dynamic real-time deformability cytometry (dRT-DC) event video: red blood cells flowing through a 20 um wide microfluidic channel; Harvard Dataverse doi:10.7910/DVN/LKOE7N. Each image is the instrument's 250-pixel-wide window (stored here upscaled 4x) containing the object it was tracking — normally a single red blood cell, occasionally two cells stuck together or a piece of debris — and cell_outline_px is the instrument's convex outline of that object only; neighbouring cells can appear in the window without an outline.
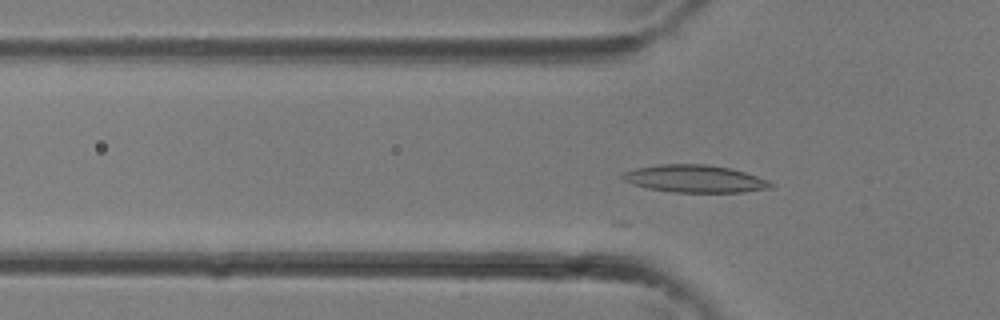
{"species": "common noctule bat (a hibernating species)", "species_latin": "Nyctalus noctula", "temperature_condition": "room temperature", "stored_images_in_passage": 34, "camera_frame_rate_fps": 3000, "um_per_image_px": 0.085, "animal": {"sex": "female"}, "frame": {"image": 1, "passage_image": 11, "time_ms": 3.333, "image_size_px": [1000, 320], "cell_outline_px": [[776, 184], [772, 188], [744, 192], [672, 192], [648, 188], [632, 184], [624, 180], [620, 176], [624, 172], [636, 168], [660, 164], [708, 164], [732, 168], [768, 180]], "centroid_in_image_um": [59.09, 15.19], "position_along_channel_um": 66.7, "area_um2": 23.81}}
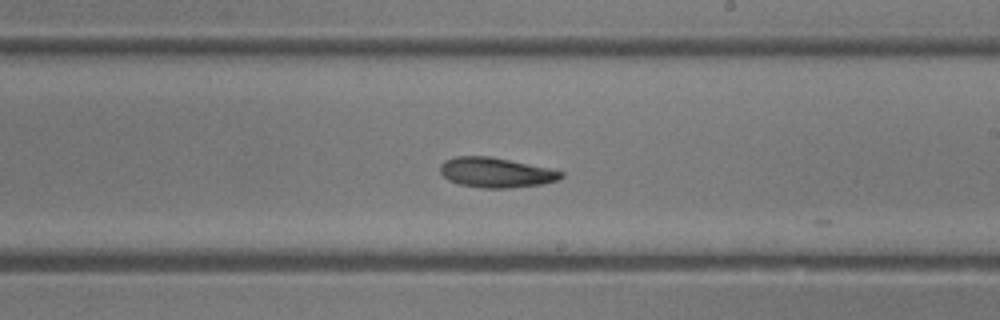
{"frame": {"image": 2, "passage_image": 20, "time_ms": 6.333, "image_size_px": [1000, 320], "cell_outline_px": [[564, 176], [560, 180], [544, 184], [508, 188], [484, 188], [460, 184], [448, 180], [440, 172], [440, 164], [444, 160], [456, 156], [488, 156], [548, 168], [564, 172]], "centroid_in_image_um": [42.16, 14.67], "position_along_channel_um": 246.8, "area_um2": 21.04}}
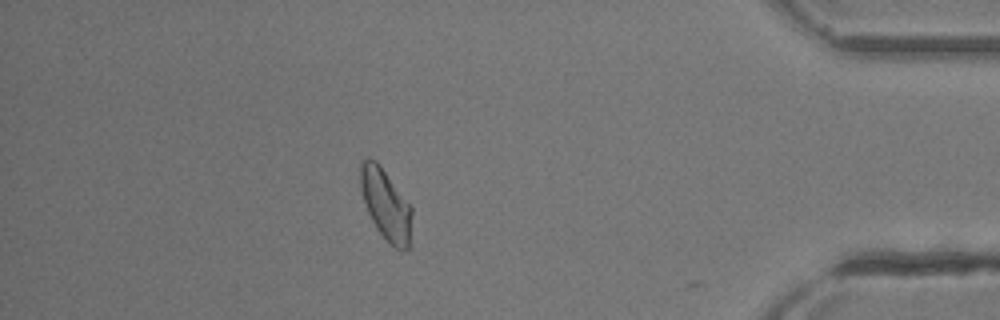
{"frame": {"image": 3, "passage_image": 30, "time_ms": 9.667, "image_size_px": [1000, 320], "cell_outline_px": [[412, 212], [408, 248], [396, 248], [376, 228], [368, 212], [360, 188], [360, 160], [368, 156], [376, 160], [380, 164], [412, 208]], "centroid_in_image_um": [32.75, 17.29], "position_along_channel_um": 402.4, "area_um2": 20.87}}